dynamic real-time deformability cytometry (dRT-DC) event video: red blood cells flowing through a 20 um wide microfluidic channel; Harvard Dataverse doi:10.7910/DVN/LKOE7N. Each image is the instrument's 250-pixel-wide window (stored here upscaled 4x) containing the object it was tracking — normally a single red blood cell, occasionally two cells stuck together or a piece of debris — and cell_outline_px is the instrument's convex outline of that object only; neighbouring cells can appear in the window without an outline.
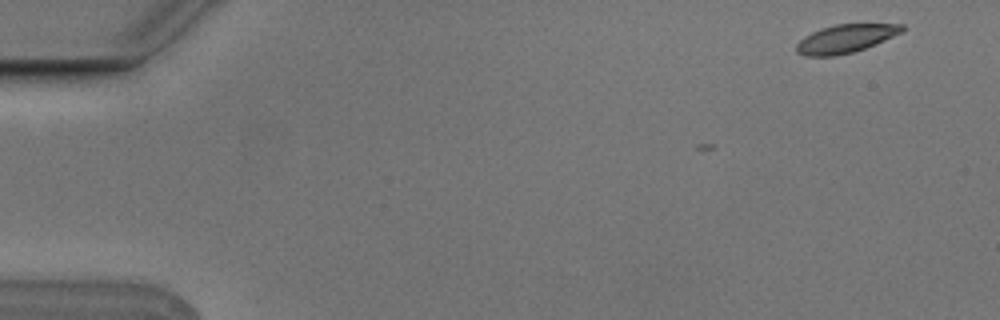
{"species": "Egyptian fruit bat (a non-hibernating species)", "species_latin": "Rousettus aegyptiacus", "temperature_condition": "cold", "stored_images_in_passage": 4, "camera_frame_rate_fps": 3000, "um_per_image_px": 0.085, "animal": {"sex": "male"}, "frame": {"image": 1, "passage_image": 1, "time_ms": 0.0, "image_size_px": [1000, 320], "cell_outline_px": [[904, 32], [864, 48], [852, 52], [836, 56], [804, 56], [796, 52], [796, 44], [804, 36], [820, 28], [836, 24], [904, 24]], "centroid_in_image_um": [71.85, 3.28], "position_along_channel_um": 13.1, "area_um2": 17.4}}